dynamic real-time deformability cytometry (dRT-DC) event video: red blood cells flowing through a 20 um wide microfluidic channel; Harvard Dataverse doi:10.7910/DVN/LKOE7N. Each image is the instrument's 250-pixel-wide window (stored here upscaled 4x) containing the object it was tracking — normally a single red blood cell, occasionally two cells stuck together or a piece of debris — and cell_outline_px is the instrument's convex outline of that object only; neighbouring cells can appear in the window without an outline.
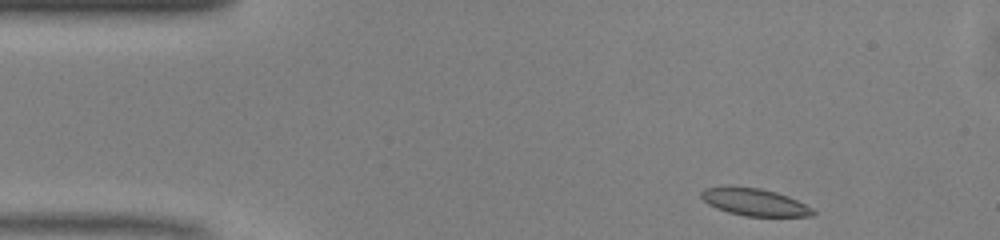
{"species": "common noctule bat (a hibernating species)", "species_latin": "Nyctalus noctula", "temperature_condition": "warm", "stored_images_in_passage": 44, "camera_frame_rate_fps": 3000, "um_per_image_px": 0.085, "animal": {"sex": "male", "body_mass_g": 13.0, "forearm_length_mm": 53.1}, "frame": {"image": 1, "passage_image": 1, "time_ms": 0.0, "image_size_px": [1000, 240], "cell_outline_px": [[816, 212], [812, 216], [744, 216], [728, 212], [716, 208], [708, 204], [700, 196], [700, 192], [704, 188], [760, 188], [776, 192], [788, 196], [812, 208]], "centroid_in_image_um": [64.16, 17.21], "position_along_channel_um": 20.8, "area_um2": 17.28}}
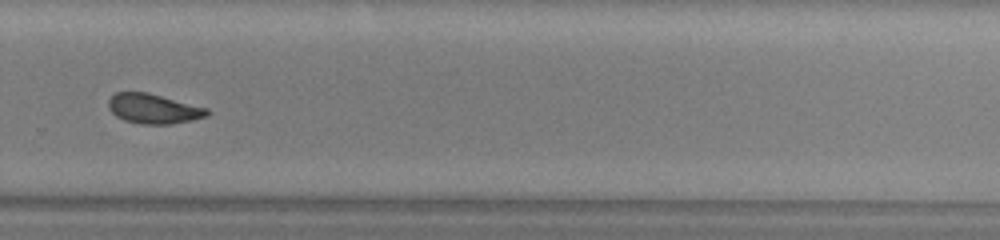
{"frame": {"image": 2, "passage_image": 28, "time_ms": 9.0, "image_size_px": [1000, 240], "cell_outline_px": [[212, 112], [208, 116], [192, 120], [172, 124], [140, 124], [124, 120], [116, 116], [108, 108], [108, 100], [116, 92], [148, 92], [208, 108]], "centroid_in_image_um": [13.07, 9.24], "position_along_channel_um": 316.7, "area_um2": 17.28}}
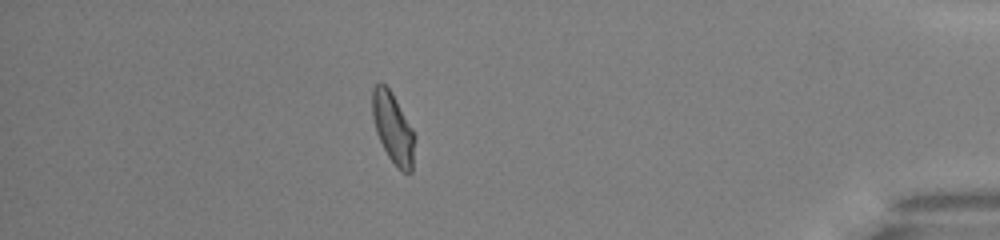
{"frame": {"image": 3, "passage_image": 38, "time_ms": 12.333, "image_size_px": [1000, 240], "cell_outline_px": [[416, 136], [412, 172], [404, 172], [388, 156], [376, 132], [372, 116], [372, 88], [380, 80], [392, 92], [412, 128]], "centroid_in_image_um": [33.41, 10.84], "position_along_channel_um": 401.8, "area_um2": 17.4}, "authors_computed_cell_mechanics": {"area_um2": 17.5712, "velocity_mm_per_s": 4.1057, "shape_relaxation_time_tau1_ms": 9.3722, "shape_relaxation_time_tau2_ms": 2.9036, "deformation_change_tau1": 0.1979, "deformation_change_tau2": 0.1005}}